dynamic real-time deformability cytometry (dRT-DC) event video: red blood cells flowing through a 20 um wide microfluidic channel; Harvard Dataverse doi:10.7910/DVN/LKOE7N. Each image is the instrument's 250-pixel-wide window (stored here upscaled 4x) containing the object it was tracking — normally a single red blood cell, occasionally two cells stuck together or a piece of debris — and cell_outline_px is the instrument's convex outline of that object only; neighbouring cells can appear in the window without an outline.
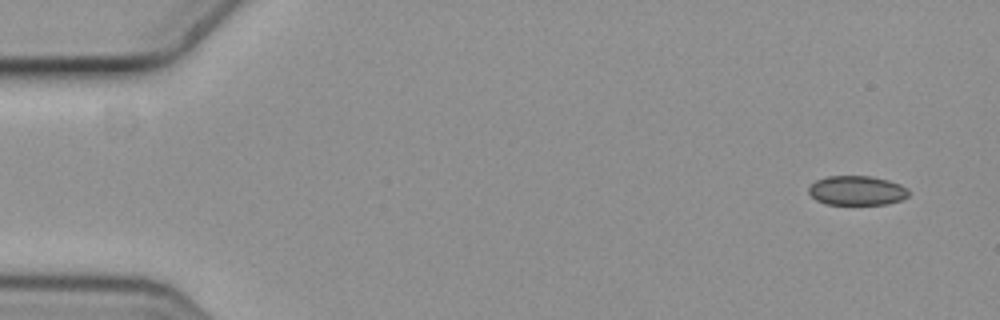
{"species": "common noctule bat (a hibernating species)", "species_latin": "Nyctalus noctula", "temperature_condition": "cold", "stored_images_in_passage": 4, "camera_frame_rate_fps": 3000, "um_per_image_px": 0.085, "animal": {"sex": "female", "body_mass_g": 19.3, "forearm_length_mm": 54.1}, "frame": {"image": 1, "passage_image": 1, "time_ms": 0.0, "image_size_px": [1000, 320], "cell_outline_px": [[908, 196], [900, 200], [888, 204], [824, 204], [816, 200], [808, 192], [808, 188], [816, 180], [828, 176], [872, 176], [888, 180], [900, 184], [908, 188]], "centroid_in_image_um": [72.83, 16.19], "position_along_channel_um": 12.2, "area_um2": 17.17}}
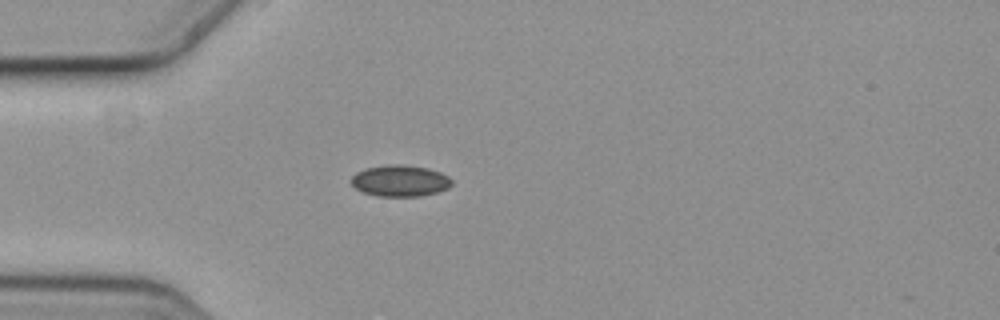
{"frame": {"image": 2, "passage_image": 4, "time_ms": 1.0, "image_size_px": [1000, 320], "cell_outline_px": [[452, 184], [448, 188], [436, 192], [420, 196], [380, 196], [364, 192], [356, 188], [352, 184], [352, 176], [356, 172], [364, 168], [384, 164], [404, 164], [428, 168], [440, 172], [448, 176], [452, 180]], "centroid_in_image_um": [34.01, 15.34], "position_along_channel_um": 51.0, "area_um2": 18.44}}